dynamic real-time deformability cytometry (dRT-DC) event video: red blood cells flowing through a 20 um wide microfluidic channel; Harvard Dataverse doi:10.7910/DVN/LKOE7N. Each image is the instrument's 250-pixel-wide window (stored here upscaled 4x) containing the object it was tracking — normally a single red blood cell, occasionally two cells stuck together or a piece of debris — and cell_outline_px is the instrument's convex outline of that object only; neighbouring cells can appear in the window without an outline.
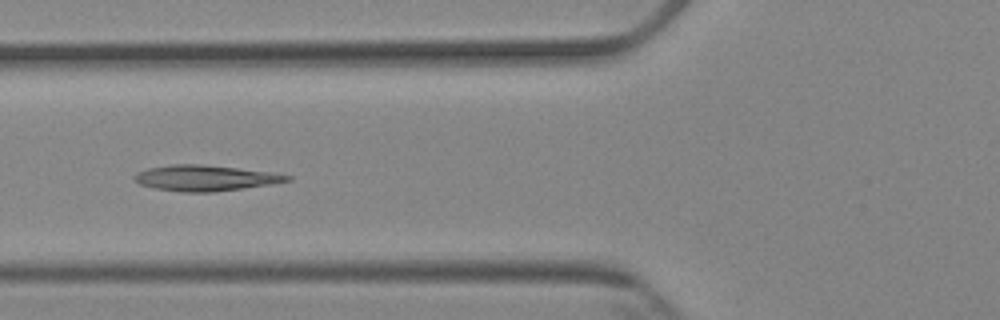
{"species": "Egyptian fruit bat (a non-hibernating species)", "species_latin": "Rousettus aegyptiacus", "temperature_condition": "cold", "stored_images_in_passage": 7, "camera_frame_rate_fps": 3000, "um_per_image_px": 0.085, "animal": {"sex": "female"}, "frame": {"image": 1, "passage_image": 5, "time_ms": 5.667, "image_size_px": [1000, 320], "cell_outline_px": [[292, 180], [272, 184], [212, 192], [180, 192], [156, 188], [140, 184], [132, 180], [132, 176], [136, 172], [148, 168], [172, 164], [200, 164], [272, 172], [292, 176]], "centroid_in_image_um": [17.41, 15.13], "position_along_channel_um": 108.4, "area_um2": 22.89}}
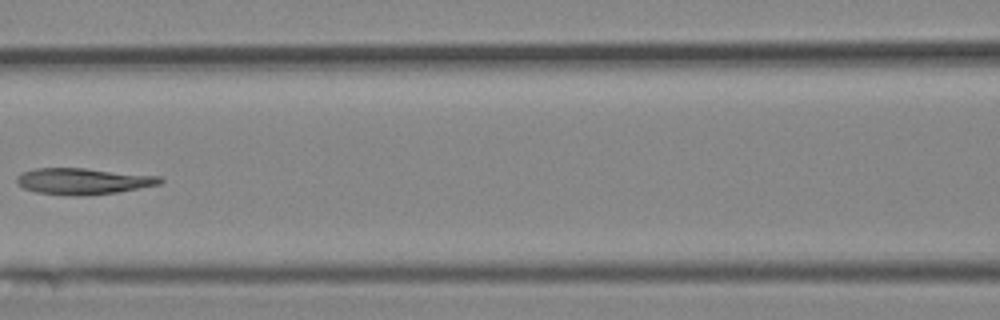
{"frame": {"image": 2, "passage_image": 6, "time_ms": 7.0, "image_size_px": [1000, 320], "cell_outline_px": [[164, 180], [160, 184], [116, 192], [76, 196], [72, 196], [36, 192], [24, 188], [16, 184], [16, 176], [20, 172], [36, 168], [84, 168], [160, 176]], "centroid_in_image_um": [7.01, 15.39], "position_along_channel_um": 159.6, "area_um2": 21.91}}
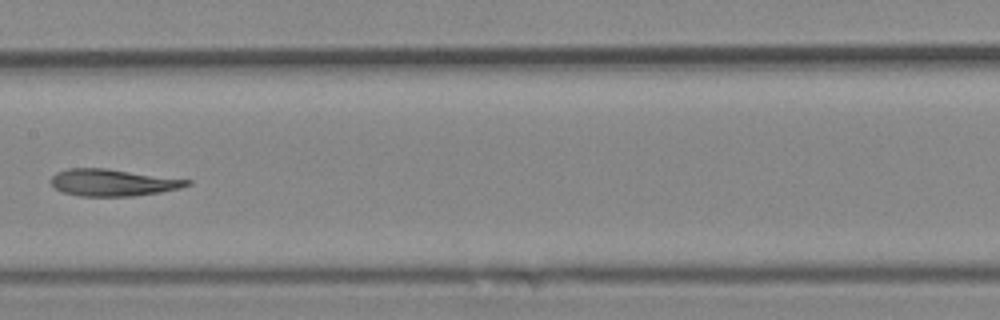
{"frame": {"image": 3, "passage_image": 7, "time_ms": 8.0, "image_size_px": [1000, 320], "cell_outline_px": [[192, 184], [180, 188], [160, 192], [132, 196], [80, 196], [64, 192], [56, 188], [48, 180], [56, 172], [68, 168], [108, 168], [192, 180]], "centroid_in_image_um": [9.6, 15.5], "position_along_channel_um": 197.8, "area_um2": 21.44}}